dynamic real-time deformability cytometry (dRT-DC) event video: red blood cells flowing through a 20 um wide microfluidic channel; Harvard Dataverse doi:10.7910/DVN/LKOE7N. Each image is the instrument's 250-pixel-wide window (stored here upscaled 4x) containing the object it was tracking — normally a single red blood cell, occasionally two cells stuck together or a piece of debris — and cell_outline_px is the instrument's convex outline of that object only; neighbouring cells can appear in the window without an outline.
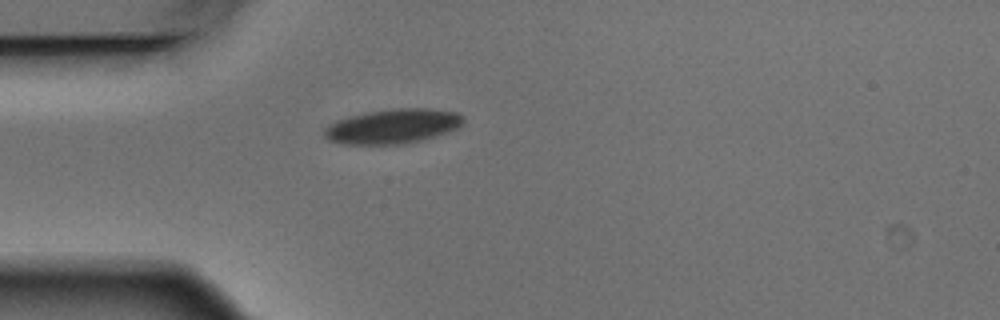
{"species": "Egyptian fruit bat (a non-hibernating species)", "species_latin": "Rousettus aegyptiacus", "temperature_condition": "warm", "stored_images_in_passage": 1, "camera_frame_rate_fps": 3000, "um_per_image_px": 0.085, "animal": {"sex": "male"}, "frame": {"image": 1, "passage_image": 1, "time_ms": 0.0, "image_size_px": [1000, 320], "cell_outline_px": [[464, 124], [460, 128], [436, 136], [420, 140], [400, 144], [344, 144], [328, 140], [324, 136], [324, 128], [328, 124], [336, 120], [348, 116], [364, 112], [392, 108], [428, 108], [456, 112], [464, 116]], "centroid_in_image_um": [33.39, 10.72], "position_along_channel_um": 51.6, "area_um2": 28.38}}